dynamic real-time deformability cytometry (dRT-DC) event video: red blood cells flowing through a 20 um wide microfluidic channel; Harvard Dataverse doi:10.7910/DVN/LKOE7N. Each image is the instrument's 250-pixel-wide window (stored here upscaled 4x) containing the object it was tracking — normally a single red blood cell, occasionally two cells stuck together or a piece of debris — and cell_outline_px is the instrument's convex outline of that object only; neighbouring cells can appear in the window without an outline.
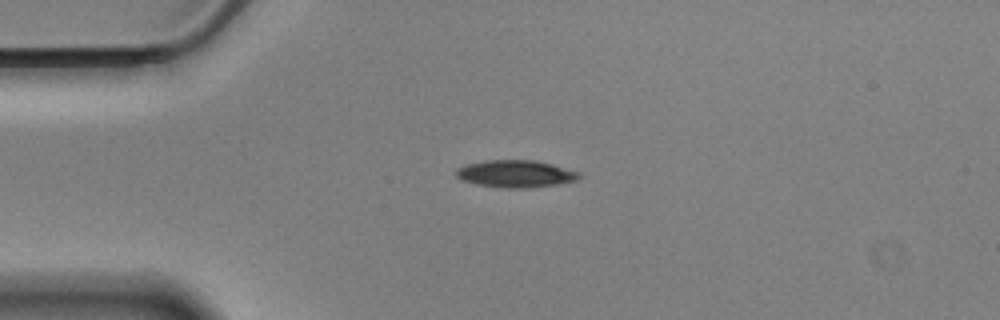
{"species": "Egyptian fruit bat (a non-hibernating species)", "species_latin": "Rousettus aegyptiacus", "temperature_condition": "cold", "stored_images_in_passage": 44, "camera_frame_rate_fps": 3000, "um_per_image_px": 0.085, "animal": {"sex": "male"}, "frame": {"image": 1, "passage_image": 1, "time_ms": 0.0, "image_size_px": [1000, 320], "cell_outline_px": [[580, 176], [576, 180], [556, 184], [524, 188], [504, 188], [476, 184], [460, 180], [456, 176], [456, 168], [464, 164], [484, 160], [536, 160], [552, 164], [580, 172]], "centroid_in_image_um": [43.77, 14.76], "position_along_channel_um": 41.2, "area_um2": 19.59}}
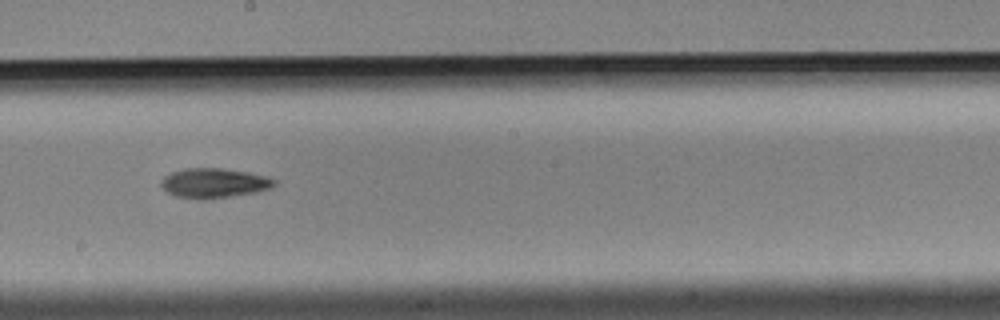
{"frame": {"image": 2, "passage_image": 19, "time_ms": 6.0, "image_size_px": [1000, 320], "cell_outline_px": [[276, 184], [272, 188], [256, 192], [232, 196], [204, 200], [200, 200], [176, 196], [168, 192], [160, 184], [160, 180], [164, 176], [172, 172], [188, 168], [220, 168], [248, 172], [268, 176], [276, 180]], "centroid_in_image_um": [18.21, 15.56], "position_along_channel_um": 230.0, "area_um2": 19.71}}
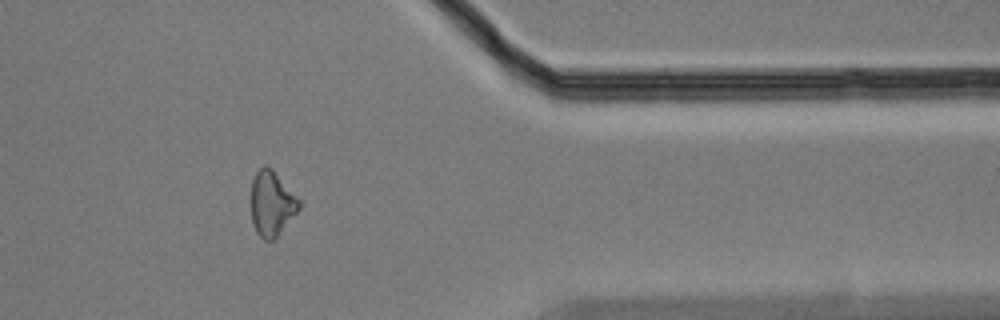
{"frame": {"image": 3, "passage_image": 34, "time_ms": 11.0, "image_size_px": [1000, 320], "cell_outline_px": [[300, 208], [276, 236], [272, 240], [264, 240], [256, 232], [252, 224], [252, 180], [256, 172], [264, 164], [268, 164], [272, 168], [300, 200]], "centroid_in_image_um": [23.09, 17.26], "position_along_channel_um": 388.3, "area_um2": 17.92}, "authors_computed_cell_mechanics": {"area_um2": 19.074, "velocity_mm_per_s": 3.526, "shape_relaxation_time_tau1_ms": 3.5649, "shape_relaxation_time_tau2_ms": null, "deformation_change_tau1": 0.1196, "deformation_change_tau2": null}}